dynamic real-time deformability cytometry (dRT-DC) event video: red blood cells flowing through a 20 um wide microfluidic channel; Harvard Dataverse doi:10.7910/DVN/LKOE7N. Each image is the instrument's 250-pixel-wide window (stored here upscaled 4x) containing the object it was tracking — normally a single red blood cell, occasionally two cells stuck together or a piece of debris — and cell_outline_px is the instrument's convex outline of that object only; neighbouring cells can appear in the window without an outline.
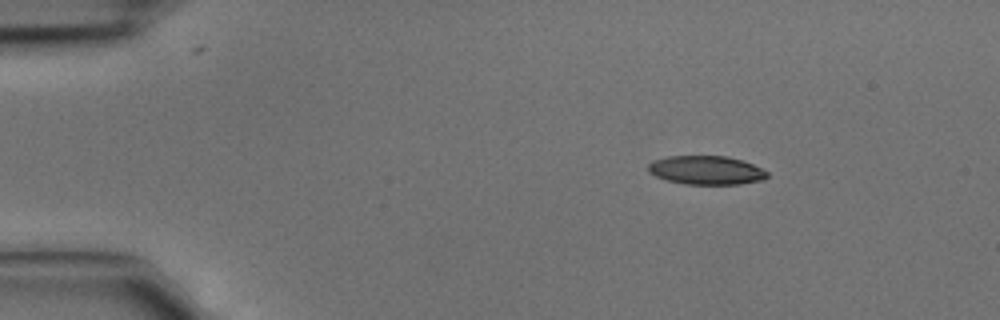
{"species": "common noctule bat (a hibernating species)", "species_latin": "Nyctalus noctula", "temperature_condition": "cold", "stored_images_in_passage": 4, "camera_frame_rate_fps": 3000, "um_per_image_px": 0.085, "animal": {"sex": "male", "body_mass_g": 15.6}, "frame": {"image": 1, "passage_image": 1, "time_ms": 0.0, "image_size_px": [1000, 320], "cell_outline_px": [[768, 176], [764, 180], [740, 184], [684, 184], [668, 180], [656, 176], [648, 172], [648, 164], [652, 160], [668, 156], [728, 156], [752, 164], [768, 172]], "centroid_in_image_um": [60.02, 14.46], "position_along_channel_um": 25.0, "area_um2": 19.94}}
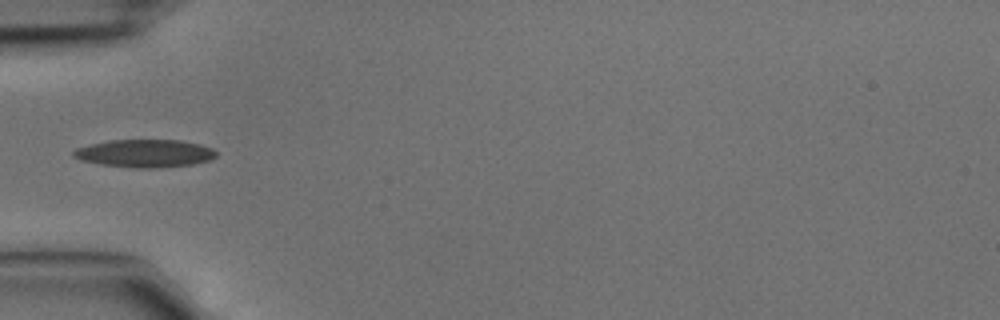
{"frame": {"image": 2, "passage_image": 3, "time_ms": 0.667, "image_size_px": [1000, 320], "cell_outline_px": [[216, 156], [208, 160], [192, 164], [156, 168], [136, 168], [100, 164], [80, 160], [72, 156], [72, 152], [76, 148], [108, 140], [180, 140], [200, 144], [212, 148], [216, 152]], "centroid_in_image_um": [12.29, 13.03], "position_along_channel_um": 72.7, "area_um2": 23.06}}